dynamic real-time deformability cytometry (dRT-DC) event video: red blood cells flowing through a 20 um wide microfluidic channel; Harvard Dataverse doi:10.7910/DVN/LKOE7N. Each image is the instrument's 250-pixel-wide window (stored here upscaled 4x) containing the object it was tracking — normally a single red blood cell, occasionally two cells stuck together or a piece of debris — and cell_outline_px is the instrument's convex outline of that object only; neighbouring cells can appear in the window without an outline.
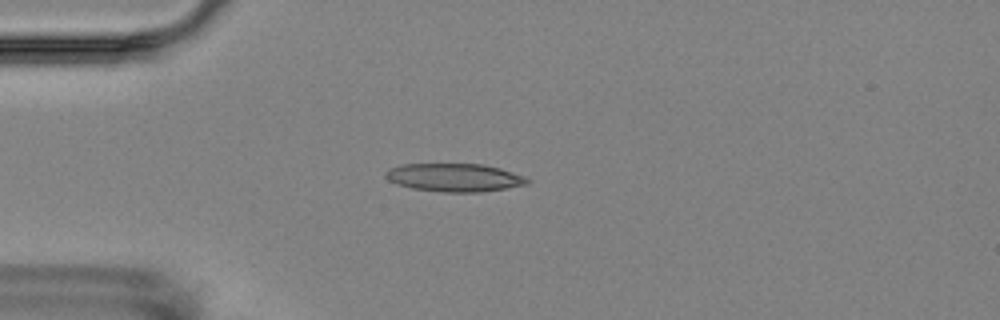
{"species": "Egyptian fruit bat (a non-hibernating species)", "species_latin": "Rousettus aegyptiacus", "temperature_condition": "room temperature", "stored_images_in_passage": 4, "camera_frame_rate_fps": 3000, "um_per_image_px": 0.085, "animal": {"sex": "female"}, "frame": {"image": 1, "passage_image": 4, "time_ms": 3.333, "image_size_px": [1000, 320], "cell_outline_px": [[532, 180], [528, 184], [480, 192], [444, 192], [412, 188], [396, 184], [388, 180], [384, 176], [384, 172], [388, 168], [404, 164], [484, 164], [500, 168], [524, 176]], "centroid_in_image_um": [38.6, 15.08], "position_along_channel_um": 46.4, "area_um2": 23.29}}